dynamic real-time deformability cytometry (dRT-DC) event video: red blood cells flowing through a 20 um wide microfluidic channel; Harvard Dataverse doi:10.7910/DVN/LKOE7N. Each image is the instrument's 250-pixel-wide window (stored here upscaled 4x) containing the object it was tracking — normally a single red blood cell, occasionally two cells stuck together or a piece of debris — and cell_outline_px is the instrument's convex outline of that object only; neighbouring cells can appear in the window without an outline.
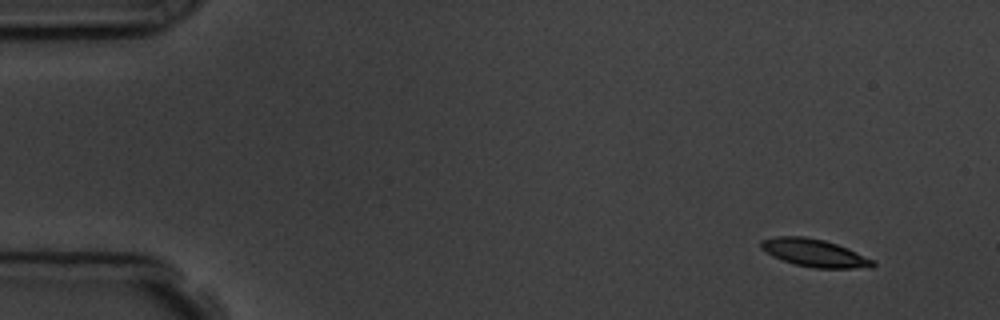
{"species": "common noctule bat (a hibernating species)", "species_latin": "Nyctalus noctula", "temperature_condition": "room temperature", "stored_images_in_passage": 4, "camera_frame_rate_fps": 3000, "um_per_image_px": 0.085, "animal": {"sex": "male", "body_mass_g": 19.5, "forearm_length_mm": 54.6}, "frame": {"image": 1, "passage_image": 1, "time_ms": 0.0, "image_size_px": [1000, 320], "cell_outline_px": [[876, 264], [872, 268], [812, 268], [796, 264], [772, 256], [760, 248], [760, 240], [776, 236], [804, 236], [824, 240], [848, 248], [872, 260]], "centroid_in_image_um": [69.2, 21.49], "position_along_channel_um": 15.8, "area_um2": 17.98}}
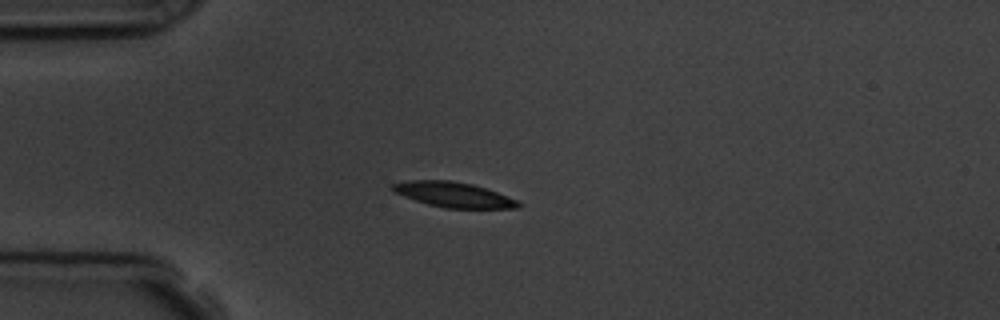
{"frame": {"image": 2, "passage_image": 4, "time_ms": 3.333, "image_size_px": [1000, 320], "cell_outline_px": [[524, 204], [520, 208], [444, 208], [428, 204], [392, 192], [388, 188], [392, 184], [408, 180], [452, 180], [472, 184], [496, 192], [516, 200]], "centroid_in_image_um": [38.51, 16.54], "position_along_channel_um": 46.5, "area_um2": 18.44}}